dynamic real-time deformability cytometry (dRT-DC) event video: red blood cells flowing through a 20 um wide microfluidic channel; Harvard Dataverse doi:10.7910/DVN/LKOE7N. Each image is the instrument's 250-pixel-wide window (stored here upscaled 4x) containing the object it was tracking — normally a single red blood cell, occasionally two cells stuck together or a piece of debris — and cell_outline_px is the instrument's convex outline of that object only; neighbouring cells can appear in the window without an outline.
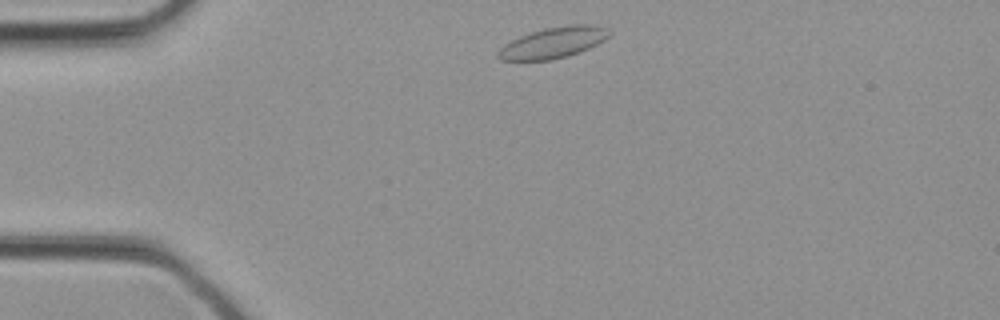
{"species": "common noctule bat (a hibernating species)", "species_latin": "Nyctalus noctula", "temperature_condition": "cold", "stored_images_in_passage": 26, "camera_frame_rate_fps": 3000, "um_per_image_px": 0.085, "animal": {"sex": "female", "body_mass_g": 21.9}, "frame": {"image": 1, "passage_image": 1, "time_ms": 0.0, "image_size_px": [1000, 320], "cell_outline_px": [[612, 32], [604, 40], [580, 52], [568, 56], [552, 60], [500, 60], [496, 56], [500, 48], [504, 44], [520, 36], [532, 32], [548, 28], [572, 24], [592, 24], [604, 28]], "centroid_in_image_um": [47.02, 3.63], "position_along_channel_um": 38.0, "area_um2": 19.83}}
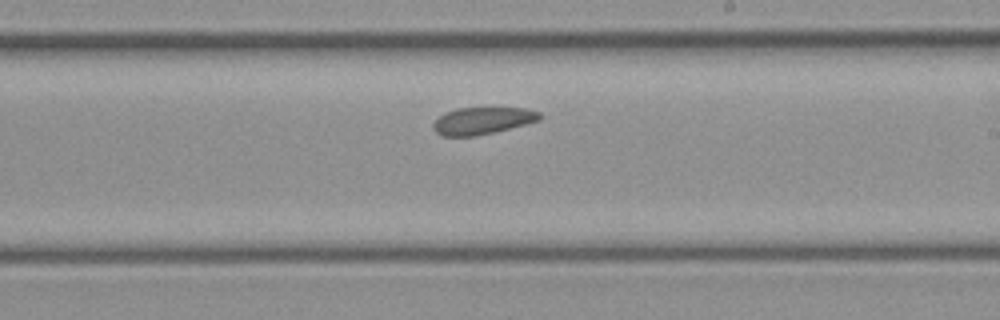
{"frame": {"image": 2, "passage_image": 13, "time_ms": 4.0, "image_size_px": [1000, 320], "cell_outline_px": [[544, 116], [540, 120], [476, 136], [440, 136], [432, 128], [432, 124], [444, 112], [456, 108], [524, 108], [540, 112]], "centroid_in_image_um": [40.98, 10.25], "position_along_channel_um": 248.0, "area_um2": 16.76}}
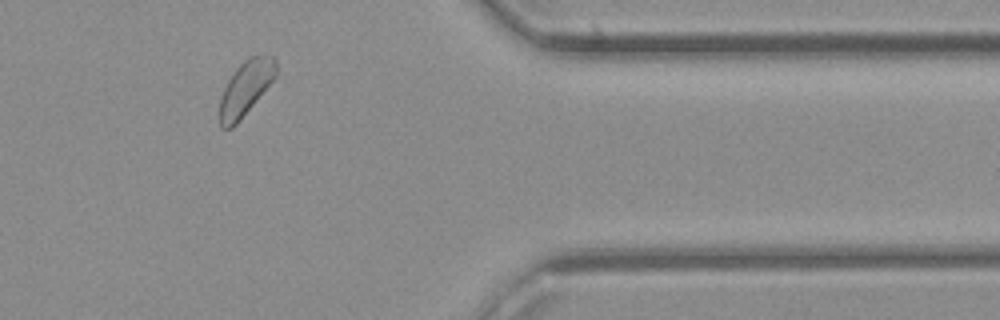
{"frame": {"image": 3, "passage_image": 21, "time_ms": 6.667, "image_size_px": [1000, 320], "cell_outline_px": [[276, 76], [240, 120], [232, 128], [220, 128], [220, 100], [224, 88], [228, 80], [236, 68], [248, 56], [256, 52], [264, 52], [272, 56], [276, 60]], "centroid_in_image_um": [20.9, 7.42], "position_along_channel_um": 390.5, "area_um2": 18.03}}